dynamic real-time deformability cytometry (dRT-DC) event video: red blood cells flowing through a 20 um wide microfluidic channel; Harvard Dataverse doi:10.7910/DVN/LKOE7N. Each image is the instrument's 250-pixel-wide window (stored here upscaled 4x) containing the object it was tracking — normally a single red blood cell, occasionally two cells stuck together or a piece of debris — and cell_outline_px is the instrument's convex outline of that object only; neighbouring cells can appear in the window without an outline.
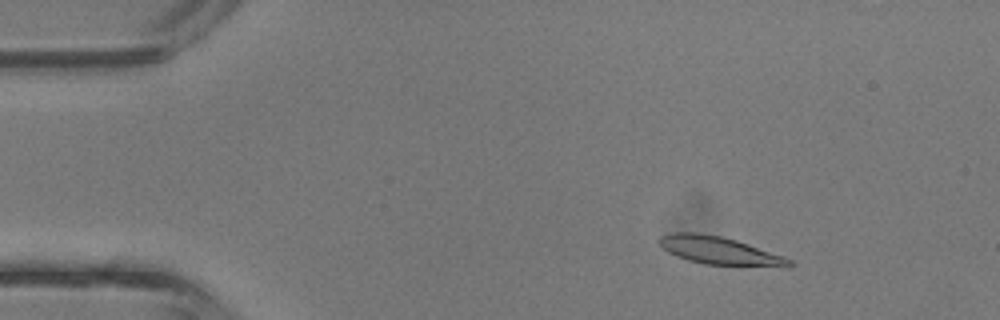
{"species": "common noctule bat (a hibernating species)", "species_latin": "Nyctalus noctula", "temperature_condition": "room temperature", "stored_images_in_passage": 38, "camera_frame_rate_fps": 3000, "um_per_image_px": 0.085, "animal": {"sex": "male", "body_mass_g": 13.3}, "frame": {"image": 1, "passage_image": 1, "time_ms": 0.0, "image_size_px": [1000, 320], "cell_outline_px": [[796, 264], [788, 268], [704, 264], [688, 260], [676, 256], [668, 252], [660, 244], [660, 236], [676, 232], [696, 232], [720, 236], [736, 240], [784, 256], [792, 260]], "centroid_in_image_um": [61.25, 21.33], "position_along_channel_um": 23.7, "area_um2": 21.33}}
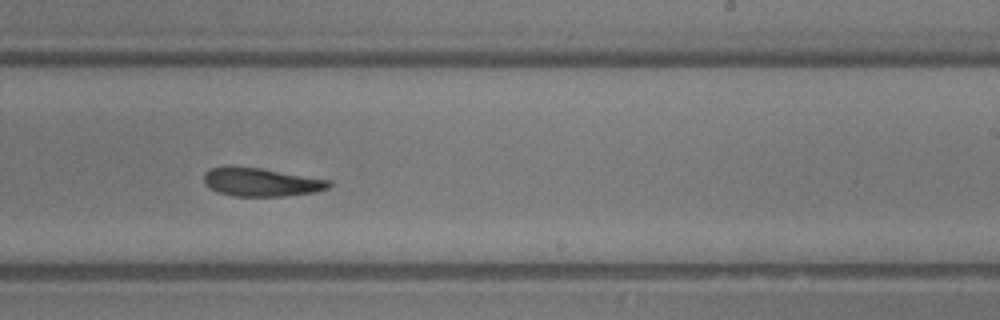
{"frame": {"image": 2, "passage_image": 21, "time_ms": 6.667, "image_size_px": [1000, 320], "cell_outline_px": [[332, 184], [328, 188], [316, 192], [284, 196], [232, 196], [216, 192], [204, 184], [204, 172], [212, 168], [260, 168], [332, 180]], "centroid_in_image_um": [22.24, 15.51], "position_along_channel_um": 266.8, "area_um2": 20.46}}
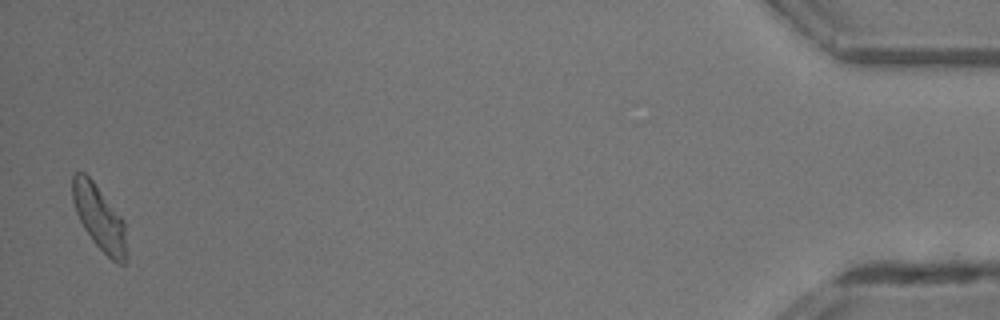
{"frame": {"image": 3, "passage_image": 37, "time_ms": 12.0, "image_size_px": [1000, 320], "cell_outline_px": [[128, 260], [124, 264], [120, 264], [112, 260], [92, 240], [84, 228], [76, 212], [72, 200], [72, 176], [76, 172], [84, 172], [92, 180], [124, 220], [128, 256]], "centroid_in_image_um": [8.47, 18.53], "position_along_channel_um": 426.7, "area_um2": 20.4}, "authors_computed_cell_mechanics": {"area_um2": 21.0392, "velocity_mm_per_s": 4.7805, "shape_relaxation_time_tau1_ms": 5.739, "shape_relaxation_time_tau2_ms": null, "deformation_change_tau1": 0.1952, "deformation_change_tau2": null}}